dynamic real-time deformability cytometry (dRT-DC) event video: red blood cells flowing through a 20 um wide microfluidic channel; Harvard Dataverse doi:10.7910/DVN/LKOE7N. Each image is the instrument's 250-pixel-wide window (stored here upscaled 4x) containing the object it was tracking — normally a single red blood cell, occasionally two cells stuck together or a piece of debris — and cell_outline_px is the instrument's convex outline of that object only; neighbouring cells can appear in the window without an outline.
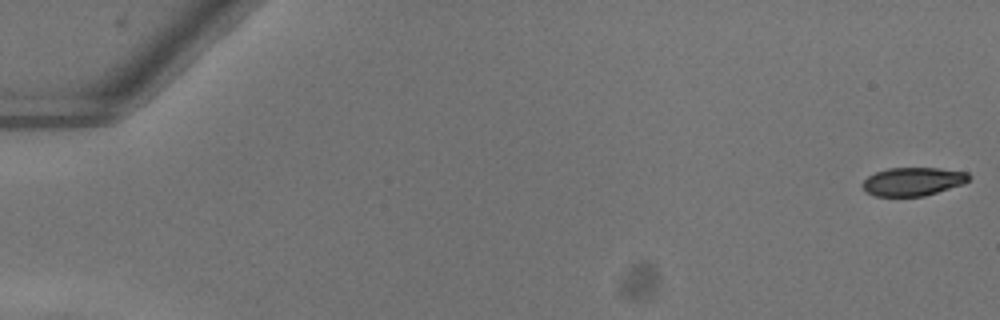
{"species": "common noctule bat (a hibernating species)", "species_latin": "Nyctalus noctula", "temperature_condition": "warm", "stored_images_in_passage": 53, "camera_frame_rate_fps": 3000, "um_per_image_px": 0.085, "animal": {"sex": "female"}, "frame": {"image": 1, "passage_image": 1, "time_ms": 0.0, "image_size_px": [1000, 320], "cell_outline_px": [[972, 176], [964, 184], [924, 196], [876, 196], [868, 192], [860, 184], [868, 176], [876, 172], [888, 168], [936, 168], [968, 172]], "centroid_in_image_um": [77.62, 15.42], "position_along_channel_um": 7.4, "area_um2": 17.57}}
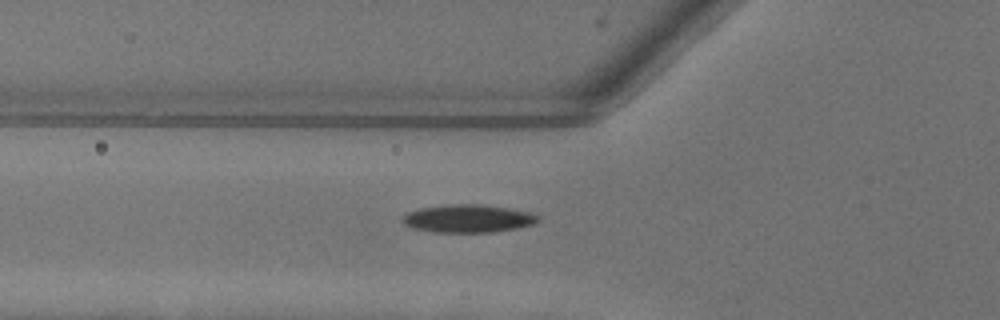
{"frame": {"image": 2, "passage_image": 20, "time_ms": 6.333, "image_size_px": [1000, 320], "cell_outline_px": [[540, 220], [532, 224], [516, 228], [492, 232], [436, 232], [412, 228], [404, 224], [400, 220], [408, 212], [420, 208], [444, 204], [484, 204], [508, 208], [528, 212], [540, 216]], "centroid_in_image_um": [39.76, 18.57], "position_along_channel_um": 86.0, "area_um2": 22.08}}
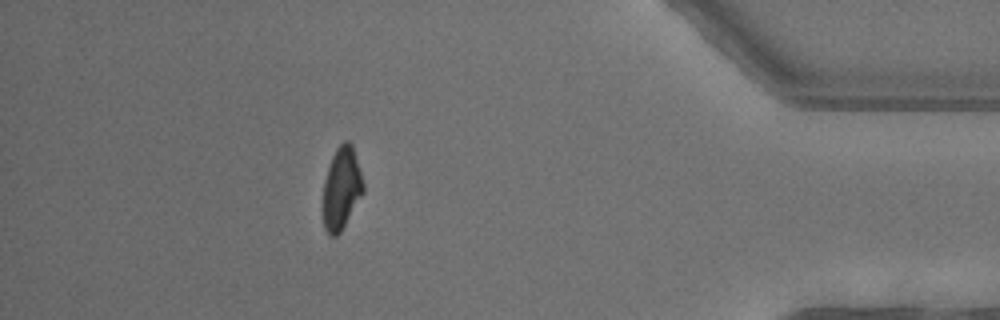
{"frame": {"image": 3, "passage_image": 47, "time_ms": 15.333, "image_size_px": [1000, 320], "cell_outline_px": [[364, 192], [340, 232], [336, 236], [328, 236], [324, 228], [320, 208], [324, 180], [332, 156], [336, 148], [344, 140], [348, 140], [352, 144], [364, 184]], "centroid_in_image_um": [28.98, 16.05], "position_along_channel_um": 406.2, "area_um2": 19.77}, "authors_computed_cell_mechanics": {"area_um2": 20.2878, "velocity_mm_per_s": 4.0443, "shape_relaxation_time_tau1_ms": 7.1357, "shape_relaxation_time_tau2_ms": null, "deformation_change_tau1": 0.1881, "deformation_change_tau2": null}}